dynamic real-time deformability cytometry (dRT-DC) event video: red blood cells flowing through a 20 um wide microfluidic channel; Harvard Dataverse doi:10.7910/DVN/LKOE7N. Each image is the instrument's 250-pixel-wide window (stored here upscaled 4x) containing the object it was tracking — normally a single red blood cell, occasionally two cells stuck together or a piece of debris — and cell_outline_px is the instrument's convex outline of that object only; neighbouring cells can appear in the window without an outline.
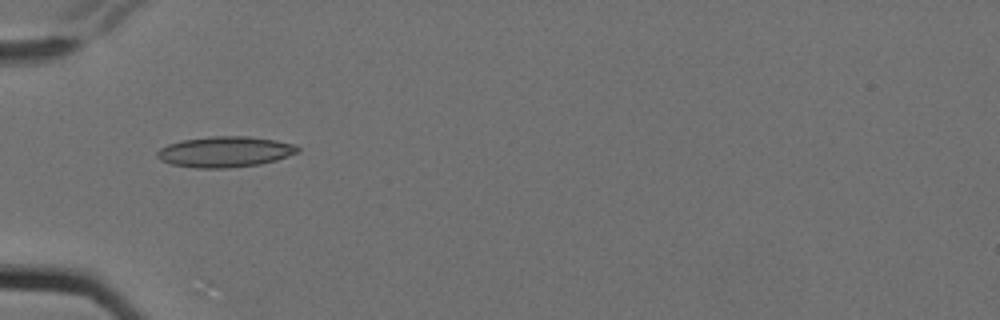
{"species": "Egyptian fruit bat (a non-hibernating species)", "species_latin": "Rousettus aegyptiacus", "temperature_condition": "cold", "stored_images_in_passage": 9, "camera_frame_rate_fps": 3000, "um_per_image_px": 0.085, "animal": {"sex": "female"}, "frame": {"image": 1, "passage_image": 4, "time_ms": 1.0, "image_size_px": [1000, 320], "cell_outline_px": [[300, 152], [276, 160], [260, 164], [228, 168], [196, 168], [172, 164], [160, 160], [156, 156], [156, 152], [160, 148], [168, 144], [184, 140], [212, 136], [248, 136], [276, 140], [296, 144], [300, 148]], "centroid_in_image_um": [19.15, 12.9], "position_along_channel_um": 65.8, "area_um2": 25.26}}
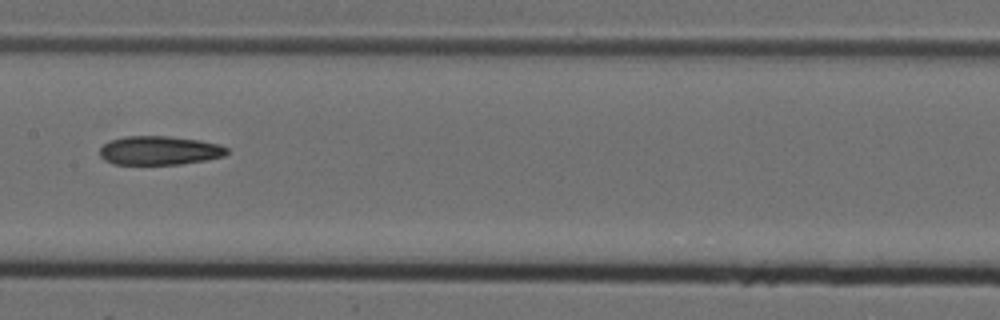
{"frame": {"image": 2, "passage_image": 7, "time_ms": 2.0, "image_size_px": [1000, 320], "cell_outline_px": [[228, 152], [224, 156], [204, 160], [180, 164], [112, 164], [104, 160], [100, 156], [100, 148], [108, 140], [124, 136], [168, 136], [200, 140], [220, 144], [228, 148]], "centroid_in_image_um": [13.53, 12.78], "position_along_channel_um": 193.9, "area_um2": 21.5}}
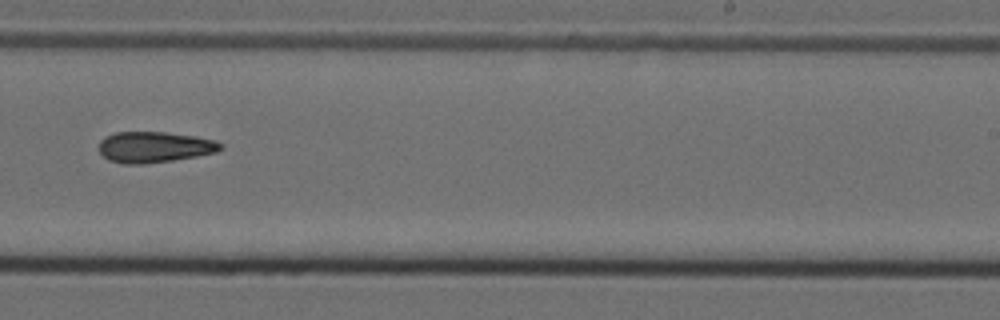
{"frame": {"image": 3, "passage_image": 9, "time_ms": 2.667, "image_size_px": [1000, 320], "cell_outline_px": [[224, 148], [216, 152], [196, 156], [172, 160], [144, 164], [124, 164], [108, 160], [100, 152], [100, 140], [104, 136], [116, 132], [164, 132], [196, 136], [216, 140], [224, 144]], "centroid_in_image_um": [13.15, 12.49], "position_along_channel_um": 275.9, "area_um2": 22.02}}